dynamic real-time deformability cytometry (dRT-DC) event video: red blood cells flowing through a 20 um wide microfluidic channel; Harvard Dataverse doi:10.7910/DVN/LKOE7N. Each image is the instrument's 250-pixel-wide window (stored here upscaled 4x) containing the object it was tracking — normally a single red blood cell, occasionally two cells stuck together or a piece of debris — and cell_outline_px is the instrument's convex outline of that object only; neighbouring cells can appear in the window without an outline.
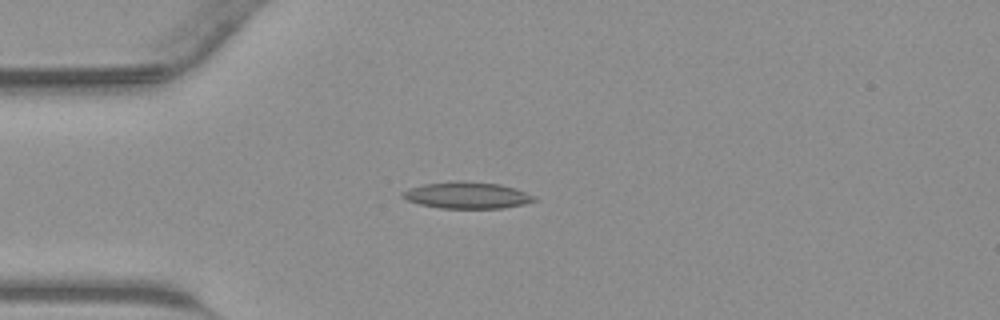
{"species": "common noctule bat (a hibernating species)", "species_latin": "Nyctalus noctula", "temperature_condition": "warm", "stored_images_in_passage": 16, "camera_frame_rate_fps": 3000, "um_per_image_px": 0.085, "animal": {"sex": "male", "body_mass_g": 23.1, "forearm_length_mm": 52.7}, "frame": {"image": 1, "passage_image": 11, "time_ms": 3.333, "image_size_px": [1000, 320], "cell_outline_px": [[536, 200], [524, 204], [504, 208], [440, 208], [420, 204], [408, 200], [400, 196], [400, 192], [408, 188], [424, 184], [452, 180], [464, 180], [500, 184], [516, 188], [536, 196]], "centroid_in_image_um": [39.69, 16.58], "position_along_channel_um": 45.3, "area_um2": 20.69}}
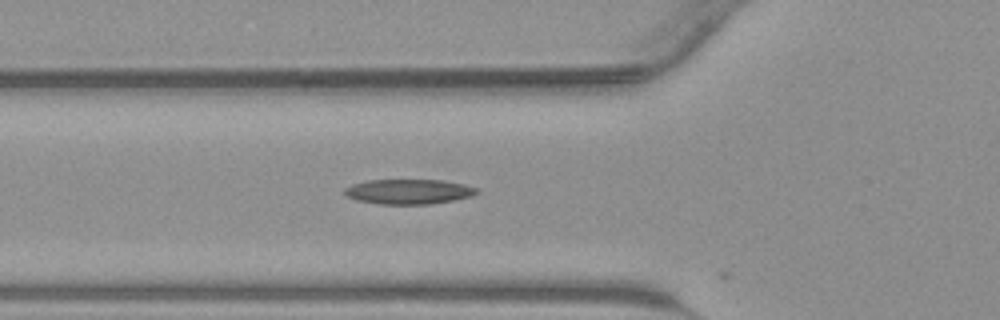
{"frame": {"image": 2, "passage_image": 15, "time_ms": 4.667, "image_size_px": [1000, 320], "cell_outline_px": [[480, 192], [472, 196], [432, 204], [380, 204], [356, 200], [344, 196], [344, 188], [352, 184], [368, 180], [444, 180], [464, 184], [476, 188]], "centroid_in_image_um": [34.71, 16.29], "position_along_channel_um": 91.1, "area_um2": 19.31}}